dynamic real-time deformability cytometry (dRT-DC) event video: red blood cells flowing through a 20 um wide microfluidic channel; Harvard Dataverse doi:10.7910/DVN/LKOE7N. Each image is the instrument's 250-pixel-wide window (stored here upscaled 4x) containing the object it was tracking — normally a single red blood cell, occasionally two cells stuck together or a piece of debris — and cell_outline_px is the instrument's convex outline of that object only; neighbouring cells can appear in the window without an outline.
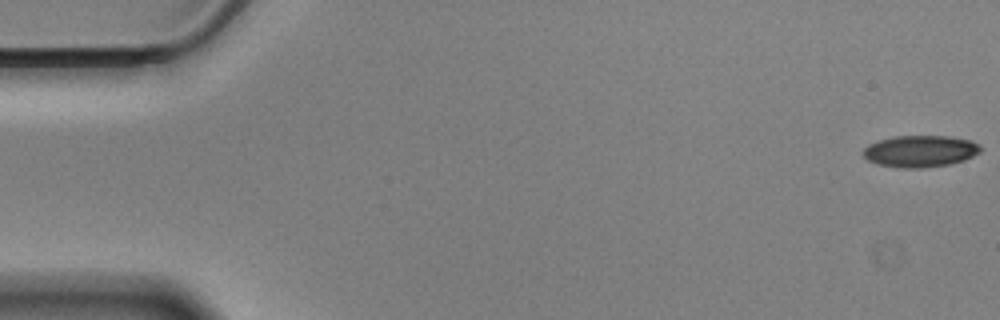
{"species": "Egyptian fruit bat (a non-hibernating species)", "species_latin": "Rousettus aegyptiacus", "temperature_condition": "cold", "stored_images_in_passage": 53, "camera_frame_rate_fps": 3000, "um_per_image_px": 0.085, "animal": {"sex": "male"}, "frame": {"image": 1, "passage_image": 1, "time_ms": 0.0, "image_size_px": [1000, 320], "cell_outline_px": [[980, 152], [964, 160], [952, 164], [924, 168], [900, 168], [876, 164], [868, 160], [864, 156], [864, 148], [868, 144], [880, 140], [896, 136], [948, 136], [972, 140], [980, 144]], "centroid_in_image_um": [78.24, 12.86], "position_along_channel_um": 6.8, "area_um2": 21.79}}
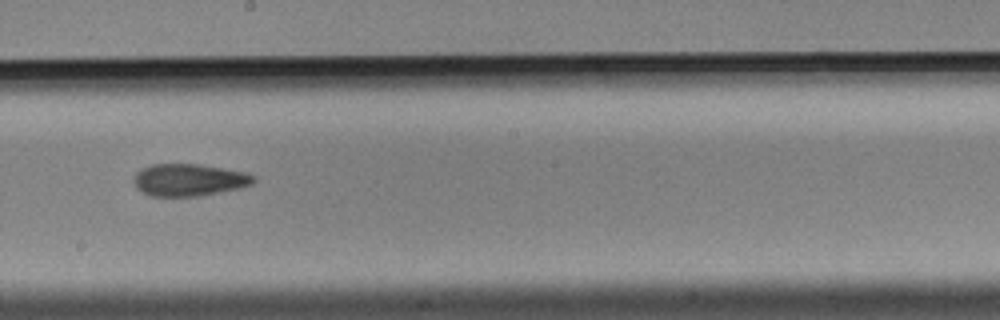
{"frame": {"image": 2, "passage_image": 32, "time_ms": 10.333, "image_size_px": [1000, 320], "cell_outline_px": [[256, 180], [252, 184], [240, 188], [200, 196], [148, 196], [140, 192], [136, 188], [132, 180], [136, 172], [152, 164], [200, 164], [244, 172], [256, 176]], "centroid_in_image_um": [16.04, 15.3], "position_along_channel_um": 232.2, "area_um2": 22.66}}
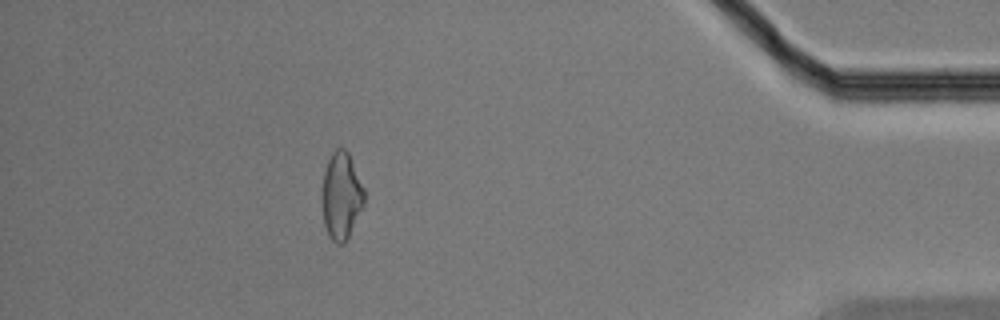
{"frame": {"image": 3, "passage_image": 51, "time_ms": 16.667, "image_size_px": [1000, 320], "cell_outline_px": [[364, 204], [344, 244], [336, 244], [328, 236], [324, 224], [320, 204], [320, 192], [324, 172], [328, 160], [332, 152], [336, 148], [344, 148], [348, 152], [364, 188]], "centroid_in_image_um": [28.96, 16.65], "position_along_channel_um": 406.2, "area_um2": 21.73}, "authors_computed_cell_mechanics": {"area_um2": 22.3108, "velocity_mm_per_s": 3.5222, "shape_relaxation_time_tau1_ms": 8.9485, "shape_relaxation_time_tau2_ms": 5.0223, "deformation_change_tau1": 0.1723, "deformation_change_tau2": 0.1255}}